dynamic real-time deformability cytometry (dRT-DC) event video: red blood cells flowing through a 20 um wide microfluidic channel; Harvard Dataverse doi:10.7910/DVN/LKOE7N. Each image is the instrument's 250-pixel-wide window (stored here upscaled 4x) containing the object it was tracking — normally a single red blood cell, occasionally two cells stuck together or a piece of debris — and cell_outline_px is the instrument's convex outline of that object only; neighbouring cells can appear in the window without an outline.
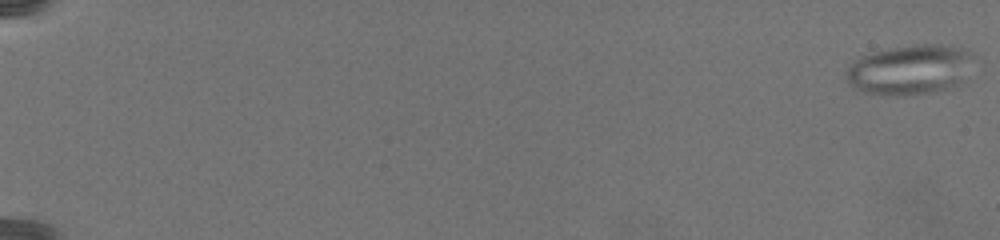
{"species": "common noctule bat (a hibernating species)", "species_latin": "Nyctalus noctula", "temperature_condition": "warm", "stored_images_in_passage": 17, "camera_frame_rate_fps": 3000, "um_per_image_px": 0.085, "animal": {"sex": "female", "body_mass_g": 19.5, "forearm_length_mm": 54.1}, "frame": {"image": 1, "passage_image": 1, "time_ms": 0.0, "image_size_px": [1000, 240], "cell_outline_px": [[976, 56], [960, 80], [956, 84], [944, 88], [928, 92], [904, 96], [864, 92], [856, 88], [844, 76], [844, 72], [860, 56], [872, 52], [892, 48], [924, 44], [936, 44], [960, 48], [976, 52]], "centroid_in_image_um": [77.33, 5.9], "position_along_channel_um": 7.7, "area_um2": 36.36}}
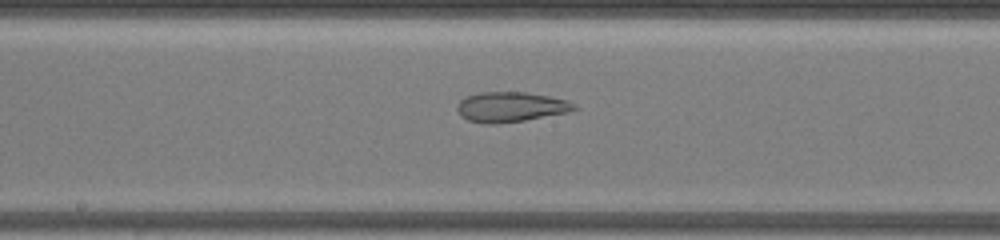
{"frame": {"image": 2, "passage_image": 15, "time_ms": 14.333, "image_size_px": [1000, 240], "cell_outline_px": [[580, 108], [568, 112], [524, 120], [496, 124], [484, 124], [468, 120], [460, 116], [456, 108], [456, 104], [460, 100], [468, 96], [480, 92], [524, 92], [548, 96], [568, 100], [576, 104]], "centroid_in_image_um": [43.4, 9.09], "position_along_channel_um": 204.8, "area_um2": 20.58}}
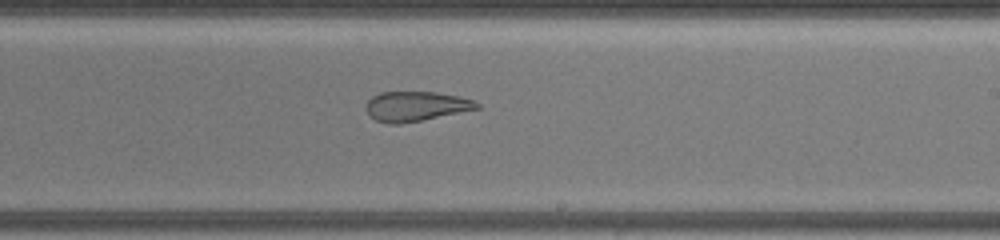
{"frame": {"image": 3, "passage_image": 17, "time_ms": 16.0, "image_size_px": [1000, 240], "cell_outline_px": [[480, 108], [400, 124], [388, 124], [376, 120], [364, 108], [368, 100], [372, 96], [380, 92], [436, 92], [460, 96], [472, 100], [480, 104]], "centroid_in_image_um": [35.32, 9.02], "position_along_channel_um": 253.7, "area_um2": 19.07}}